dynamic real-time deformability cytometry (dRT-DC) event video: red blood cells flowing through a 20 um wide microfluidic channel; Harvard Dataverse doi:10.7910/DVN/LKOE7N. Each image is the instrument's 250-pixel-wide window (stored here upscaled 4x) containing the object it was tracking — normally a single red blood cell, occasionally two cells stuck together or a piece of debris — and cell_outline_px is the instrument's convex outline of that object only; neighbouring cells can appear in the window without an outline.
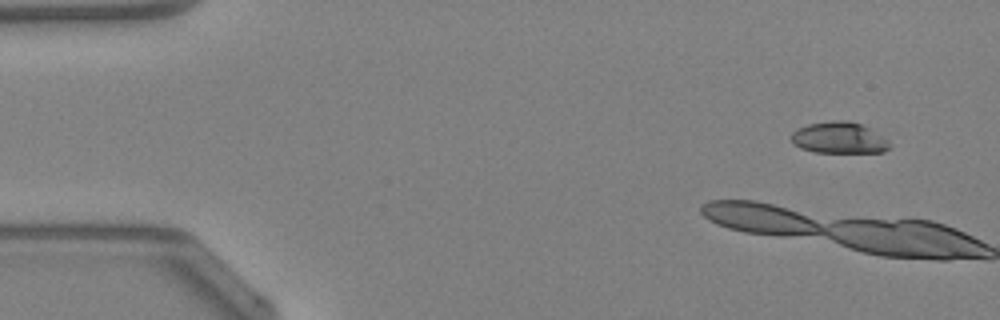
{"species": "Egyptian fruit bat (a non-hibernating species)", "species_latin": "Rousettus aegyptiacus", "temperature_condition": "warm", "stored_images_in_passage": 5, "camera_frame_rate_fps": 3000, "um_per_image_px": 0.085, "animal": {"sex": "female"}, "frame": {"image": 1, "passage_image": 1, "time_ms": 0.0, "image_size_px": [1000, 320], "cell_outline_px": [[892, 148], [884, 152], [816, 152], [800, 148], [792, 144], [792, 132], [796, 128], [808, 124], [832, 120], [848, 120], [860, 124], [868, 128], [888, 140], [892, 144]], "centroid_in_image_um": [71.32, 11.71], "position_along_channel_um": 13.7, "area_um2": 18.09}}